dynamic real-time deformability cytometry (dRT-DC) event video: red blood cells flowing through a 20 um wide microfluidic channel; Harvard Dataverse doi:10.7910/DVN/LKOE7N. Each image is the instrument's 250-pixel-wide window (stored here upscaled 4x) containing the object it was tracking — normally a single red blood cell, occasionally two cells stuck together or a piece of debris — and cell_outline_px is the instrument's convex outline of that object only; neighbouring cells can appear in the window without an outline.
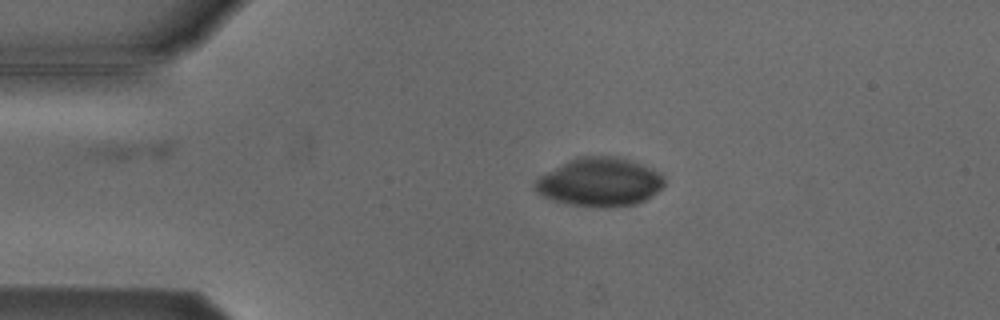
{"species": "Egyptian fruit bat (a non-hibernating species)", "species_latin": "Rousettus aegyptiacus", "temperature_condition": "cold", "stored_images_in_passage": 3, "camera_frame_rate_fps": 3000, "um_per_image_px": 0.085, "animal": {"sex": "male"}, "frame": {"image": 1, "passage_image": 2, "time_ms": 1.333, "image_size_px": [1000, 320], "cell_outline_px": [[664, 184], [656, 192], [644, 200], [636, 204], [608, 208], [604, 208], [568, 204], [552, 200], [536, 192], [532, 188], [532, 184], [540, 176], [576, 156], [612, 156], [628, 160], [652, 168], [660, 172], [664, 176]], "centroid_in_image_um": [50.95, 15.49], "position_along_channel_um": 34.1, "area_um2": 36.59}}